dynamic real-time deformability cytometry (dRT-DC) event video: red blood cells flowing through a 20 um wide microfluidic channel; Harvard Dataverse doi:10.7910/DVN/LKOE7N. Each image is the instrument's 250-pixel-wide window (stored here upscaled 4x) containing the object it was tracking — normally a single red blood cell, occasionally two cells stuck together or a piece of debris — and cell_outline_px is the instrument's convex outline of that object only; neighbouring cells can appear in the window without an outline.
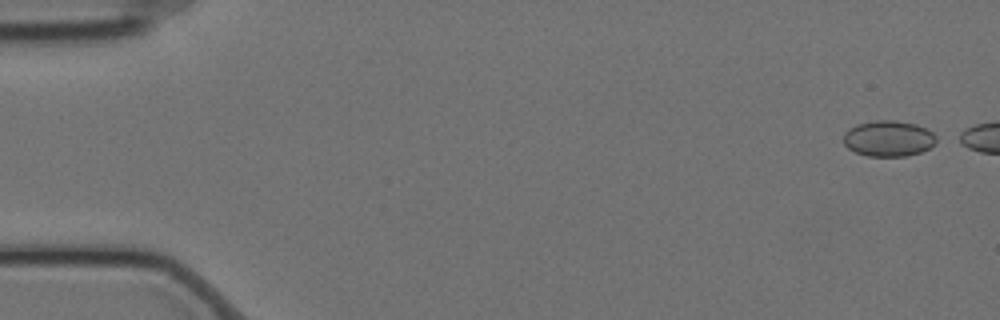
{"species": "Egyptian fruit bat (a non-hibernating species)", "species_latin": "Rousettus aegyptiacus", "temperature_condition": "cold", "stored_images_in_passage": 5, "camera_frame_rate_fps": 3000, "um_per_image_px": 0.085, "animal": {"sex": "female"}, "frame": {"image": 1, "passage_image": 1, "time_ms": 0.0, "image_size_px": [1000, 320], "cell_outline_px": [[936, 144], [920, 152], [908, 156], [868, 156], [856, 152], [848, 148], [844, 144], [844, 132], [848, 128], [856, 124], [876, 120], [896, 120], [916, 124], [932, 132], [936, 136]], "centroid_in_image_um": [75.51, 11.77], "position_along_channel_um": 9.5, "area_um2": 19.48}}